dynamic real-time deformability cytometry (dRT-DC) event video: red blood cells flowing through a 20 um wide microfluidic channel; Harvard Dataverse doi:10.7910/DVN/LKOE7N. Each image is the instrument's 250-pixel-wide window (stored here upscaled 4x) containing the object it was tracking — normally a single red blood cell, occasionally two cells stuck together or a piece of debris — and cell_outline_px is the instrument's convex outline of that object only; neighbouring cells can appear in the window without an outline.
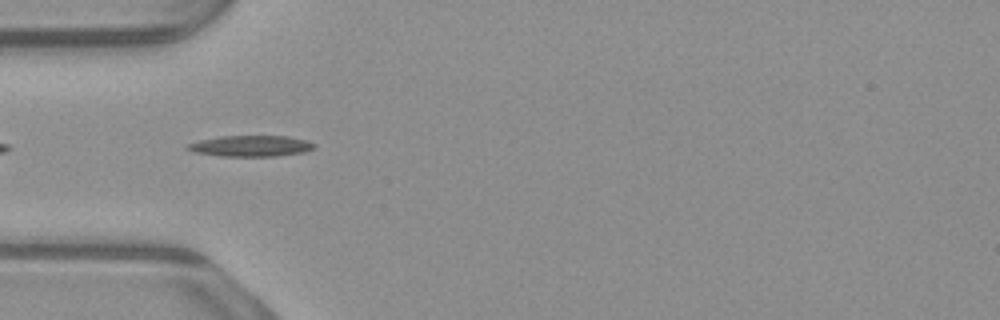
{"species": "common noctule bat (a hibernating species)", "species_latin": "Nyctalus noctula", "temperature_condition": "warm", "stored_images_in_passage": 40, "camera_frame_rate_fps": 3000, "um_per_image_px": 0.085, "animal": {"sex": "male", "body_mass_g": 23.1, "forearm_length_mm": 52.7}, "frame": {"image": 1, "passage_image": 4, "time_ms": 1.0, "image_size_px": [1000, 320], "cell_outline_px": [[316, 148], [304, 152], [276, 156], [220, 156], [196, 152], [184, 148], [188, 144], [200, 140], [220, 136], [288, 136], [308, 140], [316, 144]], "centroid_in_image_um": [21.37, 12.4], "position_along_channel_um": 63.6, "area_um2": 15.55}}
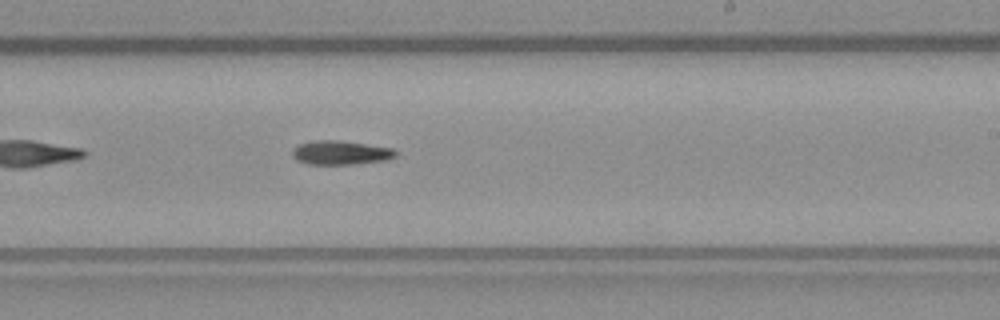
{"frame": {"image": 2, "passage_image": 19, "time_ms": 6.0, "image_size_px": [1000, 320], "cell_outline_px": [[400, 152], [396, 156], [388, 160], [352, 164], [308, 164], [296, 160], [292, 156], [292, 148], [300, 144], [312, 140], [340, 140], [392, 148]], "centroid_in_image_um": [28.96, 12.97], "position_along_channel_um": 260.0, "area_um2": 14.62}}
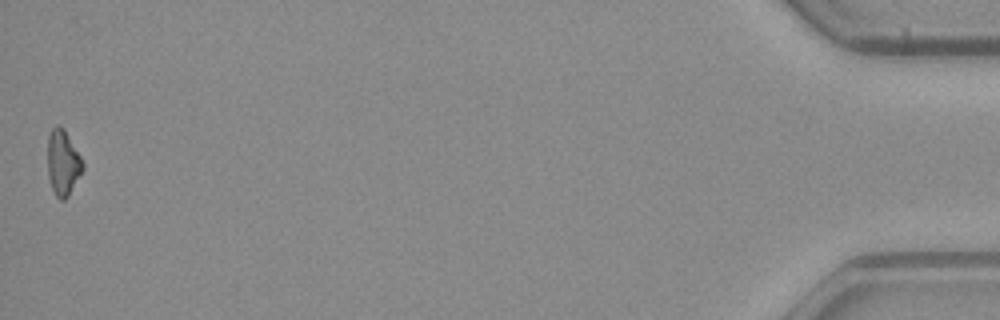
{"frame": {"image": 3, "passage_image": 40, "time_ms": 13.0, "image_size_px": [1000, 320], "cell_outline_px": [[84, 168], [68, 196], [64, 200], [60, 200], [56, 196], [52, 188], [48, 176], [48, 136], [52, 128], [56, 124], [60, 124], [64, 128], [80, 156], [84, 164]], "centroid_in_image_um": [5.34, 13.81], "position_along_channel_um": 429.9, "area_um2": 13.35}, "authors_computed_cell_mechanics": {"area_um2": 14.0165, "velocity_mm_per_s": 3.925, "shape_relaxation_time_tau1_ms": 7.5153, "shape_relaxation_time_tau2_ms": null, "deformation_change_tau1": 0.1761, "deformation_change_tau2": null}}